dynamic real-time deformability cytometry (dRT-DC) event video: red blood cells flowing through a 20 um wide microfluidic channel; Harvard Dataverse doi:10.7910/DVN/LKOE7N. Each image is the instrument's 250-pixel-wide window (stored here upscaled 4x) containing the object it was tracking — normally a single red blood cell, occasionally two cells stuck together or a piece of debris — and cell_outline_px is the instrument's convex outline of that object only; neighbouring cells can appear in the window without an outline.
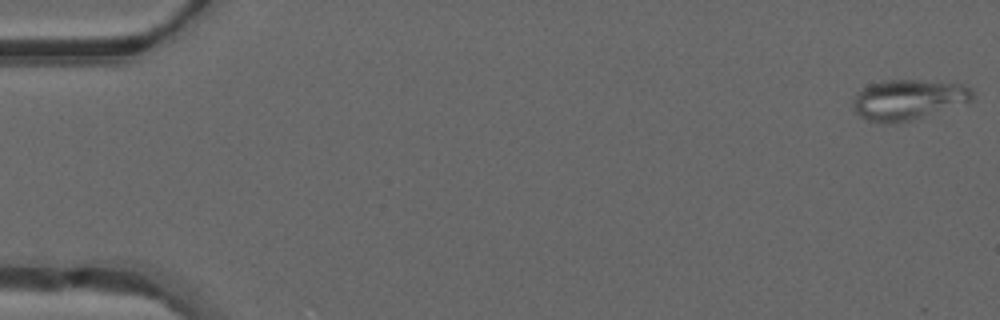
{"species": "common noctule bat (a hibernating species)", "species_latin": "Nyctalus noctula", "temperature_condition": "warm", "stored_images_in_passage": 49, "segment_of_instrument_passage": [1, 2], "camera_frame_rate_fps": 3000, "um_per_image_px": 0.085, "animal": {"sex": "male", "forearm_length_mm": 52.5}, "frame": {"image": 1, "passage_image": 1, "time_ms": 0.0, "image_size_px": [1000, 320], "cell_outline_px": [[976, 96], [972, 100], [912, 120], [884, 124], [868, 120], [860, 116], [852, 108], [852, 104], [856, 92], [868, 84], [884, 80], [920, 80], [964, 84], [972, 88]], "centroid_in_image_um": [77.17, 8.45], "position_along_channel_um": 7.8, "area_um2": 28.15}}
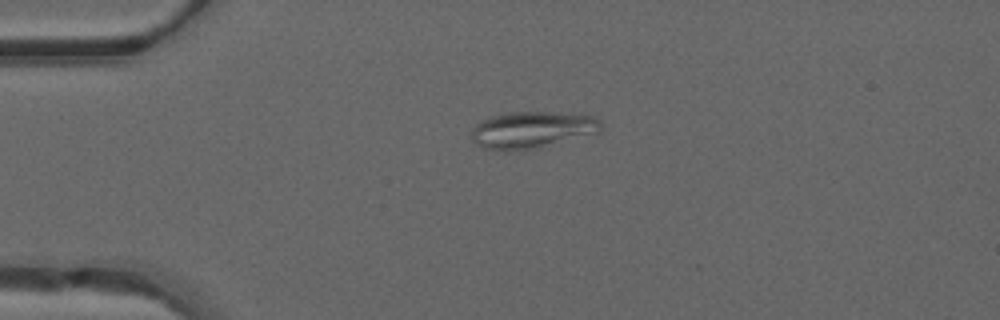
{"frame": {"image": 2, "passage_image": 12, "time_ms": 3.667, "image_size_px": [1000, 320], "cell_outline_px": [[600, 128], [596, 132], [536, 148], [516, 152], [504, 152], [484, 148], [476, 144], [472, 140], [472, 128], [480, 120], [508, 112], [552, 112], [592, 116], [600, 120]], "centroid_in_image_um": [45.12, 11.05], "position_along_channel_um": 39.9, "area_um2": 27.51}}